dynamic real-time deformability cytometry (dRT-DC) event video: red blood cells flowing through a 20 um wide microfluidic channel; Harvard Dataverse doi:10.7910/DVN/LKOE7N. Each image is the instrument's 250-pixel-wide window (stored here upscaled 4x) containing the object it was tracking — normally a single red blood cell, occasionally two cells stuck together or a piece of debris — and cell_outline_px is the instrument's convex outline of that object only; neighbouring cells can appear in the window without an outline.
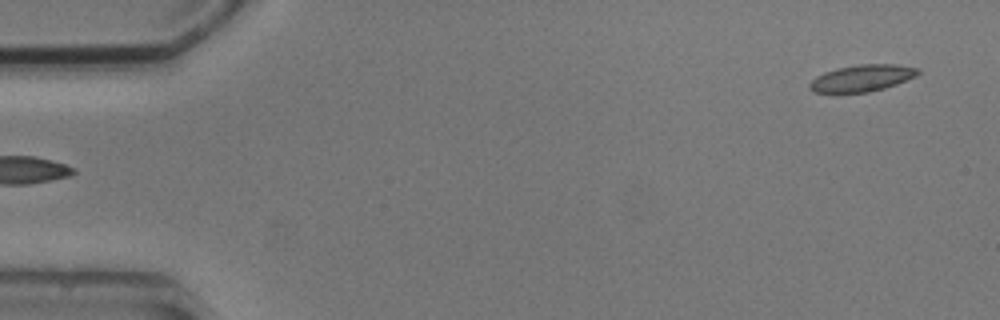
{"species": "common noctule bat (a hibernating species)", "species_latin": "Nyctalus noctula", "temperature_condition": "cold", "stored_images_in_passage": 5, "segment_of_instrument_passage": [2, 2], "camera_frame_rate_fps": 3000, "um_per_image_px": 0.085, "animal": {"sex": "male", "body_mass_g": 20.5, "forearm_length_mm": 52.5}, "frame": {"image": 1, "passage_image": 5, "time_ms": 6.0, "image_size_px": [1000, 320], "cell_outline_px": [[920, 72], [916, 76], [896, 84], [884, 88], [868, 92], [836, 96], [812, 92], [808, 88], [808, 84], [816, 76], [824, 72], [836, 68], [860, 64], [896, 64], [920, 68]], "centroid_in_image_um": [73.17, 6.69], "position_along_channel_um": 11.8, "area_um2": 17.69}}